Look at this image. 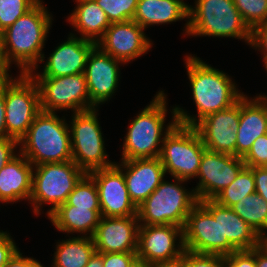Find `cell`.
Masks as SVG:
<instances>
[{"label": "cell", "mask_w": 267, "mask_h": 267, "mask_svg": "<svg viewBox=\"0 0 267 267\" xmlns=\"http://www.w3.org/2000/svg\"><path fill=\"white\" fill-rule=\"evenodd\" d=\"M184 61L197 114L192 116L175 105L177 124L194 127L206 116L230 108L245 94L232 77L201 58L186 54Z\"/></svg>", "instance_id": "6da1fadb"}, {"label": "cell", "mask_w": 267, "mask_h": 267, "mask_svg": "<svg viewBox=\"0 0 267 267\" xmlns=\"http://www.w3.org/2000/svg\"><path fill=\"white\" fill-rule=\"evenodd\" d=\"M40 0L32 9L4 30L6 74L12 64L17 73L29 74L40 64L43 48L52 27L53 16Z\"/></svg>", "instance_id": "7a4b0ae2"}, {"label": "cell", "mask_w": 267, "mask_h": 267, "mask_svg": "<svg viewBox=\"0 0 267 267\" xmlns=\"http://www.w3.org/2000/svg\"><path fill=\"white\" fill-rule=\"evenodd\" d=\"M165 94L163 89L156 92L150 104L141 109L129 122L120 161L160 156L164 137L177 124L175 106H171L172 109H170L171 121L165 124L167 112H169L168 95Z\"/></svg>", "instance_id": "3957f363"}, {"label": "cell", "mask_w": 267, "mask_h": 267, "mask_svg": "<svg viewBox=\"0 0 267 267\" xmlns=\"http://www.w3.org/2000/svg\"><path fill=\"white\" fill-rule=\"evenodd\" d=\"M19 152L33 166L72 160L70 130L66 117L41 110L19 141Z\"/></svg>", "instance_id": "277c9868"}, {"label": "cell", "mask_w": 267, "mask_h": 267, "mask_svg": "<svg viewBox=\"0 0 267 267\" xmlns=\"http://www.w3.org/2000/svg\"><path fill=\"white\" fill-rule=\"evenodd\" d=\"M189 5L188 36L221 37L250 44L251 29L233 0H195Z\"/></svg>", "instance_id": "5b68a950"}, {"label": "cell", "mask_w": 267, "mask_h": 267, "mask_svg": "<svg viewBox=\"0 0 267 267\" xmlns=\"http://www.w3.org/2000/svg\"><path fill=\"white\" fill-rule=\"evenodd\" d=\"M165 180L137 208L140 225H169L184 227L191 209L198 203L194 190L186 189L187 180L172 177ZM184 183V184H183Z\"/></svg>", "instance_id": "8992f818"}, {"label": "cell", "mask_w": 267, "mask_h": 267, "mask_svg": "<svg viewBox=\"0 0 267 267\" xmlns=\"http://www.w3.org/2000/svg\"><path fill=\"white\" fill-rule=\"evenodd\" d=\"M85 174L72 160L33 166L29 203L34 215H41L45 204H51L46 212L47 217L52 214L66 202L68 195Z\"/></svg>", "instance_id": "52a82bcc"}, {"label": "cell", "mask_w": 267, "mask_h": 267, "mask_svg": "<svg viewBox=\"0 0 267 267\" xmlns=\"http://www.w3.org/2000/svg\"><path fill=\"white\" fill-rule=\"evenodd\" d=\"M98 111L99 108H93L72 113V120L68 121L72 161L87 174L116 163L109 161Z\"/></svg>", "instance_id": "ba28073f"}, {"label": "cell", "mask_w": 267, "mask_h": 267, "mask_svg": "<svg viewBox=\"0 0 267 267\" xmlns=\"http://www.w3.org/2000/svg\"><path fill=\"white\" fill-rule=\"evenodd\" d=\"M186 251L226 256L237 251L229 241H221L220 205L202 200L191 209L183 227Z\"/></svg>", "instance_id": "9c48e42d"}, {"label": "cell", "mask_w": 267, "mask_h": 267, "mask_svg": "<svg viewBox=\"0 0 267 267\" xmlns=\"http://www.w3.org/2000/svg\"><path fill=\"white\" fill-rule=\"evenodd\" d=\"M18 75L4 74V102L6 133L20 141L41 108L36 81L30 74Z\"/></svg>", "instance_id": "30bf717a"}, {"label": "cell", "mask_w": 267, "mask_h": 267, "mask_svg": "<svg viewBox=\"0 0 267 267\" xmlns=\"http://www.w3.org/2000/svg\"><path fill=\"white\" fill-rule=\"evenodd\" d=\"M205 146L194 127L176 124L164 137L160 160L171 177L196 179Z\"/></svg>", "instance_id": "8fae6325"}, {"label": "cell", "mask_w": 267, "mask_h": 267, "mask_svg": "<svg viewBox=\"0 0 267 267\" xmlns=\"http://www.w3.org/2000/svg\"><path fill=\"white\" fill-rule=\"evenodd\" d=\"M39 88L40 108L45 112L73 113L95 108L90 101L84 73L61 77H32Z\"/></svg>", "instance_id": "7c38bea8"}, {"label": "cell", "mask_w": 267, "mask_h": 267, "mask_svg": "<svg viewBox=\"0 0 267 267\" xmlns=\"http://www.w3.org/2000/svg\"><path fill=\"white\" fill-rule=\"evenodd\" d=\"M245 167L241 157L204 150L193 188L198 201L213 200L229 186Z\"/></svg>", "instance_id": "4fadbf2b"}, {"label": "cell", "mask_w": 267, "mask_h": 267, "mask_svg": "<svg viewBox=\"0 0 267 267\" xmlns=\"http://www.w3.org/2000/svg\"><path fill=\"white\" fill-rule=\"evenodd\" d=\"M145 29L133 20L111 23L96 46L125 65L147 54L153 47Z\"/></svg>", "instance_id": "5bb4252c"}, {"label": "cell", "mask_w": 267, "mask_h": 267, "mask_svg": "<svg viewBox=\"0 0 267 267\" xmlns=\"http://www.w3.org/2000/svg\"><path fill=\"white\" fill-rule=\"evenodd\" d=\"M95 47L96 43L69 33L67 40L59 43L46 61V57H42L40 63L44 65L36 66L29 74L32 77H61L84 73L89 54ZM39 67H43L41 72Z\"/></svg>", "instance_id": "9a60e30c"}, {"label": "cell", "mask_w": 267, "mask_h": 267, "mask_svg": "<svg viewBox=\"0 0 267 267\" xmlns=\"http://www.w3.org/2000/svg\"><path fill=\"white\" fill-rule=\"evenodd\" d=\"M185 251L183 227L169 225H140L137 257L153 264L175 260Z\"/></svg>", "instance_id": "2e32d148"}, {"label": "cell", "mask_w": 267, "mask_h": 267, "mask_svg": "<svg viewBox=\"0 0 267 267\" xmlns=\"http://www.w3.org/2000/svg\"><path fill=\"white\" fill-rule=\"evenodd\" d=\"M119 65L125 64L102 52L97 46L89 54L84 75L90 101L95 108L108 103L117 92L121 79Z\"/></svg>", "instance_id": "e0dca14e"}, {"label": "cell", "mask_w": 267, "mask_h": 267, "mask_svg": "<svg viewBox=\"0 0 267 267\" xmlns=\"http://www.w3.org/2000/svg\"><path fill=\"white\" fill-rule=\"evenodd\" d=\"M88 174L94 179L98 189L101 216L137 215V207L130 199L123 171L116 164Z\"/></svg>", "instance_id": "ac0fdd59"}, {"label": "cell", "mask_w": 267, "mask_h": 267, "mask_svg": "<svg viewBox=\"0 0 267 267\" xmlns=\"http://www.w3.org/2000/svg\"><path fill=\"white\" fill-rule=\"evenodd\" d=\"M239 121L240 99L230 108L206 116L194 128L206 149L236 156Z\"/></svg>", "instance_id": "d6986e66"}, {"label": "cell", "mask_w": 267, "mask_h": 267, "mask_svg": "<svg viewBox=\"0 0 267 267\" xmlns=\"http://www.w3.org/2000/svg\"><path fill=\"white\" fill-rule=\"evenodd\" d=\"M139 227L137 215L128 217L102 216L92 237L96 252H137Z\"/></svg>", "instance_id": "ffe728a7"}, {"label": "cell", "mask_w": 267, "mask_h": 267, "mask_svg": "<svg viewBox=\"0 0 267 267\" xmlns=\"http://www.w3.org/2000/svg\"><path fill=\"white\" fill-rule=\"evenodd\" d=\"M124 174L131 201L138 208L166 176L159 157L136 158L115 163Z\"/></svg>", "instance_id": "44dd1931"}, {"label": "cell", "mask_w": 267, "mask_h": 267, "mask_svg": "<svg viewBox=\"0 0 267 267\" xmlns=\"http://www.w3.org/2000/svg\"><path fill=\"white\" fill-rule=\"evenodd\" d=\"M236 156L243 158L254 141L267 134V106L257 96L240 98V121L237 130Z\"/></svg>", "instance_id": "7402d4cb"}, {"label": "cell", "mask_w": 267, "mask_h": 267, "mask_svg": "<svg viewBox=\"0 0 267 267\" xmlns=\"http://www.w3.org/2000/svg\"><path fill=\"white\" fill-rule=\"evenodd\" d=\"M33 165L18 153L0 171V203L14 204L30 200Z\"/></svg>", "instance_id": "603a6c76"}, {"label": "cell", "mask_w": 267, "mask_h": 267, "mask_svg": "<svg viewBox=\"0 0 267 267\" xmlns=\"http://www.w3.org/2000/svg\"><path fill=\"white\" fill-rule=\"evenodd\" d=\"M189 3L183 0H138L133 21L145 30L186 19L183 34L188 33Z\"/></svg>", "instance_id": "cb8c5ba5"}, {"label": "cell", "mask_w": 267, "mask_h": 267, "mask_svg": "<svg viewBox=\"0 0 267 267\" xmlns=\"http://www.w3.org/2000/svg\"><path fill=\"white\" fill-rule=\"evenodd\" d=\"M75 2L76 8L68 16L67 22L78 32L77 37L97 43L111 25L107 15L95 0H75Z\"/></svg>", "instance_id": "d4e9b609"}, {"label": "cell", "mask_w": 267, "mask_h": 267, "mask_svg": "<svg viewBox=\"0 0 267 267\" xmlns=\"http://www.w3.org/2000/svg\"><path fill=\"white\" fill-rule=\"evenodd\" d=\"M101 217V210L60 205L48 219L59 232L92 238Z\"/></svg>", "instance_id": "484cf974"}, {"label": "cell", "mask_w": 267, "mask_h": 267, "mask_svg": "<svg viewBox=\"0 0 267 267\" xmlns=\"http://www.w3.org/2000/svg\"><path fill=\"white\" fill-rule=\"evenodd\" d=\"M221 241L237 250H251L262 243V238L230 207L220 205Z\"/></svg>", "instance_id": "4316f807"}, {"label": "cell", "mask_w": 267, "mask_h": 267, "mask_svg": "<svg viewBox=\"0 0 267 267\" xmlns=\"http://www.w3.org/2000/svg\"><path fill=\"white\" fill-rule=\"evenodd\" d=\"M67 237L56 243L51 267H85L96 252L93 238Z\"/></svg>", "instance_id": "83f0119b"}, {"label": "cell", "mask_w": 267, "mask_h": 267, "mask_svg": "<svg viewBox=\"0 0 267 267\" xmlns=\"http://www.w3.org/2000/svg\"><path fill=\"white\" fill-rule=\"evenodd\" d=\"M230 208L261 238L267 234V202L259 194H250Z\"/></svg>", "instance_id": "f1b7e54d"}, {"label": "cell", "mask_w": 267, "mask_h": 267, "mask_svg": "<svg viewBox=\"0 0 267 267\" xmlns=\"http://www.w3.org/2000/svg\"><path fill=\"white\" fill-rule=\"evenodd\" d=\"M255 192L256 186L253 171L245 166L237 175L236 179L213 200L221 206L231 207L244 197Z\"/></svg>", "instance_id": "f546056e"}, {"label": "cell", "mask_w": 267, "mask_h": 267, "mask_svg": "<svg viewBox=\"0 0 267 267\" xmlns=\"http://www.w3.org/2000/svg\"><path fill=\"white\" fill-rule=\"evenodd\" d=\"M62 205H73L77 208L101 210L98 189L94 179L86 173L68 195L66 202Z\"/></svg>", "instance_id": "4dcf8cb0"}, {"label": "cell", "mask_w": 267, "mask_h": 267, "mask_svg": "<svg viewBox=\"0 0 267 267\" xmlns=\"http://www.w3.org/2000/svg\"><path fill=\"white\" fill-rule=\"evenodd\" d=\"M110 23L133 20L138 0H95Z\"/></svg>", "instance_id": "1f68e13d"}, {"label": "cell", "mask_w": 267, "mask_h": 267, "mask_svg": "<svg viewBox=\"0 0 267 267\" xmlns=\"http://www.w3.org/2000/svg\"><path fill=\"white\" fill-rule=\"evenodd\" d=\"M243 20L252 30L267 23V0H233Z\"/></svg>", "instance_id": "d6a6232c"}, {"label": "cell", "mask_w": 267, "mask_h": 267, "mask_svg": "<svg viewBox=\"0 0 267 267\" xmlns=\"http://www.w3.org/2000/svg\"><path fill=\"white\" fill-rule=\"evenodd\" d=\"M40 0H0V29L13 25Z\"/></svg>", "instance_id": "836d02e7"}, {"label": "cell", "mask_w": 267, "mask_h": 267, "mask_svg": "<svg viewBox=\"0 0 267 267\" xmlns=\"http://www.w3.org/2000/svg\"><path fill=\"white\" fill-rule=\"evenodd\" d=\"M183 267H225L224 256L184 251Z\"/></svg>", "instance_id": "e575fe53"}, {"label": "cell", "mask_w": 267, "mask_h": 267, "mask_svg": "<svg viewBox=\"0 0 267 267\" xmlns=\"http://www.w3.org/2000/svg\"><path fill=\"white\" fill-rule=\"evenodd\" d=\"M242 159L246 167H265L267 165V134L258 137Z\"/></svg>", "instance_id": "d590c367"}, {"label": "cell", "mask_w": 267, "mask_h": 267, "mask_svg": "<svg viewBox=\"0 0 267 267\" xmlns=\"http://www.w3.org/2000/svg\"><path fill=\"white\" fill-rule=\"evenodd\" d=\"M225 267H256V247L251 250L234 251L224 256Z\"/></svg>", "instance_id": "8d00e7d4"}, {"label": "cell", "mask_w": 267, "mask_h": 267, "mask_svg": "<svg viewBox=\"0 0 267 267\" xmlns=\"http://www.w3.org/2000/svg\"><path fill=\"white\" fill-rule=\"evenodd\" d=\"M250 47L260 51L264 67H267V23L254 27L251 31Z\"/></svg>", "instance_id": "74e56055"}, {"label": "cell", "mask_w": 267, "mask_h": 267, "mask_svg": "<svg viewBox=\"0 0 267 267\" xmlns=\"http://www.w3.org/2000/svg\"><path fill=\"white\" fill-rule=\"evenodd\" d=\"M9 232L0 230V267H5L11 257L19 250Z\"/></svg>", "instance_id": "f35d334b"}, {"label": "cell", "mask_w": 267, "mask_h": 267, "mask_svg": "<svg viewBox=\"0 0 267 267\" xmlns=\"http://www.w3.org/2000/svg\"><path fill=\"white\" fill-rule=\"evenodd\" d=\"M136 252L102 253L103 267H129Z\"/></svg>", "instance_id": "ab89813d"}, {"label": "cell", "mask_w": 267, "mask_h": 267, "mask_svg": "<svg viewBox=\"0 0 267 267\" xmlns=\"http://www.w3.org/2000/svg\"><path fill=\"white\" fill-rule=\"evenodd\" d=\"M18 147L19 141L16 139L10 137L0 138V171L19 153Z\"/></svg>", "instance_id": "60d3db41"}, {"label": "cell", "mask_w": 267, "mask_h": 267, "mask_svg": "<svg viewBox=\"0 0 267 267\" xmlns=\"http://www.w3.org/2000/svg\"><path fill=\"white\" fill-rule=\"evenodd\" d=\"M253 171L256 192L267 202V169L265 167H251Z\"/></svg>", "instance_id": "b9f144b4"}, {"label": "cell", "mask_w": 267, "mask_h": 267, "mask_svg": "<svg viewBox=\"0 0 267 267\" xmlns=\"http://www.w3.org/2000/svg\"><path fill=\"white\" fill-rule=\"evenodd\" d=\"M20 249L11 257L5 267H45L40 261L33 257L22 255Z\"/></svg>", "instance_id": "7bdbcfd3"}, {"label": "cell", "mask_w": 267, "mask_h": 267, "mask_svg": "<svg viewBox=\"0 0 267 267\" xmlns=\"http://www.w3.org/2000/svg\"><path fill=\"white\" fill-rule=\"evenodd\" d=\"M9 137L5 125L4 74L0 77V138Z\"/></svg>", "instance_id": "ee69618b"}, {"label": "cell", "mask_w": 267, "mask_h": 267, "mask_svg": "<svg viewBox=\"0 0 267 267\" xmlns=\"http://www.w3.org/2000/svg\"><path fill=\"white\" fill-rule=\"evenodd\" d=\"M256 267H267V248L262 243L256 247Z\"/></svg>", "instance_id": "f6af8a7d"}, {"label": "cell", "mask_w": 267, "mask_h": 267, "mask_svg": "<svg viewBox=\"0 0 267 267\" xmlns=\"http://www.w3.org/2000/svg\"><path fill=\"white\" fill-rule=\"evenodd\" d=\"M0 72L6 74V53L4 30L0 29Z\"/></svg>", "instance_id": "bcb514c9"}, {"label": "cell", "mask_w": 267, "mask_h": 267, "mask_svg": "<svg viewBox=\"0 0 267 267\" xmlns=\"http://www.w3.org/2000/svg\"><path fill=\"white\" fill-rule=\"evenodd\" d=\"M151 267H183V255L175 260L153 263Z\"/></svg>", "instance_id": "7dc6e473"}, {"label": "cell", "mask_w": 267, "mask_h": 267, "mask_svg": "<svg viewBox=\"0 0 267 267\" xmlns=\"http://www.w3.org/2000/svg\"><path fill=\"white\" fill-rule=\"evenodd\" d=\"M85 267H103L102 253L95 252Z\"/></svg>", "instance_id": "c3c4849f"}, {"label": "cell", "mask_w": 267, "mask_h": 267, "mask_svg": "<svg viewBox=\"0 0 267 267\" xmlns=\"http://www.w3.org/2000/svg\"><path fill=\"white\" fill-rule=\"evenodd\" d=\"M129 267H151V263L147 260L136 257L130 264Z\"/></svg>", "instance_id": "681fc988"}, {"label": "cell", "mask_w": 267, "mask_h": 267, "mask_svg": "<svg viewBox=\"0 0 267 267\" xmlns=\"http://www.w3.org/2000/svg\"><path fill=\"white\" fill-rule=\"evenodd\" d=\"M265 68V70H266V72H267V67H264ZM260 100H262L265 104H266V106H267V95L265 94V93H260V94H258V95H256Z\"/></svg>", "instance_id": "f907efd6"}, {"label": "cell", "mask_w": 267, "mask_h": 267, "mask_svg": "<svg viewBox=\"0 0 267 267\" xmlns=\"http://www.w3.org/2000/svg\"><path fill=\"white\" fill-rule=\"evenodd\" d=\"M262 244L267 248V234L262 238Z\"/></svg>", "instance_id": "816d5d0a"}]
</instances>
